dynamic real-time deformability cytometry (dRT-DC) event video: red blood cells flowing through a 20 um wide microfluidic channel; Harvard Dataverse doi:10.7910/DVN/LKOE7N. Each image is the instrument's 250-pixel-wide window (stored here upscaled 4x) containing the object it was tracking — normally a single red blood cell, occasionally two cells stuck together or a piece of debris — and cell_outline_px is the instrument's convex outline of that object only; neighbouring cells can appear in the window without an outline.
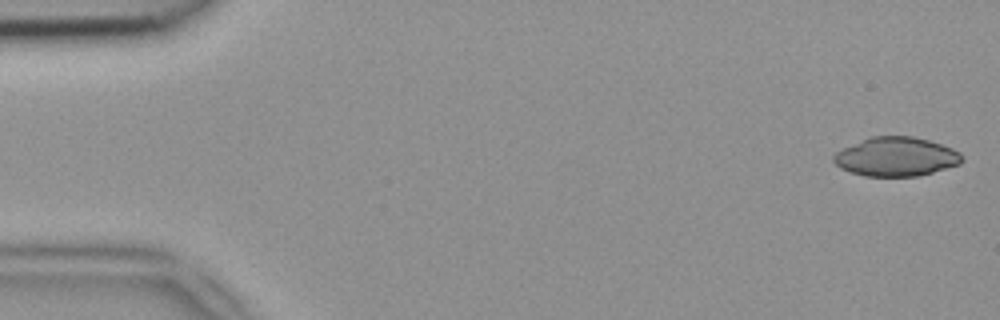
{"species": "common noctule bat (a hibernating species)", "species_latin": "Nyctalus noctula", "temperature_condition": "room temperature", "stored_images_in_passage": 3, "camera_frame_rate_fps": 3000, "um_per_image_px": 0.085, "animal": {"sex": "female", "body_mass_g": 18.4}, "frame": {"image": 1, "passage_image": 1, "time_ms": 0.0, "image_size_px": [1000, 320], "cell_outline_px": [[964, 160], [960, 164], [932, 172], [916, 176], [864, 176], [840, 168], [832, 160], [832, 156], [836, 152], [868, 136], [912, 136], [928, 140], [952, 148], [960, 152], [964, 156]], "centroid_in_image_um": [76.17, 13.31], "position_along_channel_um": 8.8, "area_um2": 29.19}}